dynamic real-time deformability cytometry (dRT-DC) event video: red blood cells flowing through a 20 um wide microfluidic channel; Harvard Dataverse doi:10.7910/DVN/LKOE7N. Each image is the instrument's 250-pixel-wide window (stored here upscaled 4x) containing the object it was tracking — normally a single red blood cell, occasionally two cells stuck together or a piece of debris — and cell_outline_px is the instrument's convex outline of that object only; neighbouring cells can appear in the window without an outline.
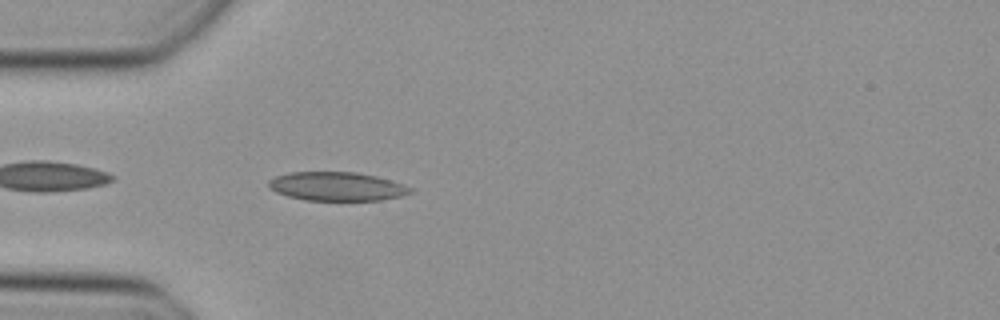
{"species": "Egyptian fruit bat (a non-hibernating species)", "species_latin": "Rousettus aegyptiacus", "temperature_condition": "cold", "stored_images_in_passage": 36, "camera_frame_rate_fps": 3000, "um_per_image_px": 0.085, "animal": {"sex": "female"}, "frame": {"image": 1, "passage_image": 2, "time_ms": 0.333, "image_size_px": [1000, 320], "cell_outline_px": [[412, 192], [400, 196], [380, 200], [304, 200], [288, 196], [276, 192], [268, 188], [268, 180], [276, 176], [292, 172], [356, 172], [376, 176], [404, 184], [412, 188]], "centroid_in_image_um": [28.61, 15.84], "position_along_channel_um": 56.4, "area_um2": 23.7}}
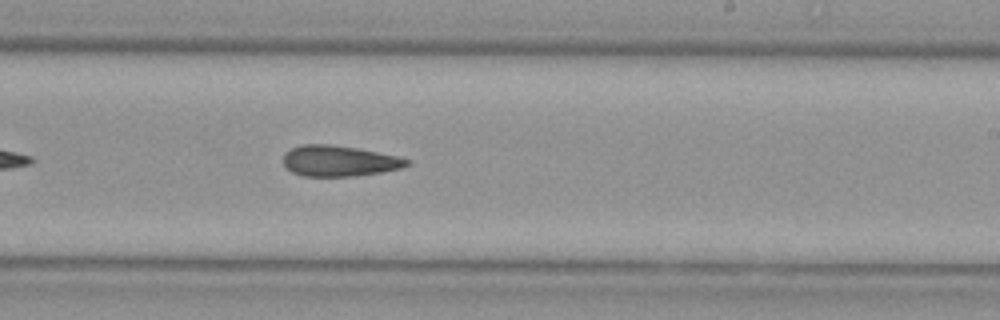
{"frame": {"image": 2, "passage_image": 17, "time_ms": 5.333, "image_size_px": [1000, 320], "cell_outline_px": [[412, 164], [400, 168], [380, 172], [352, 176], [304, 176], [292, 172], [284, 164], [284, 152], [292, 148], [304, 144], [328, 144], [356, 148], [396, 156], [412, 160]], "centroid_in_image_um": [28.83, 13.68], "position_along_channel_um": 260.2, "area_um2": 21.96}}
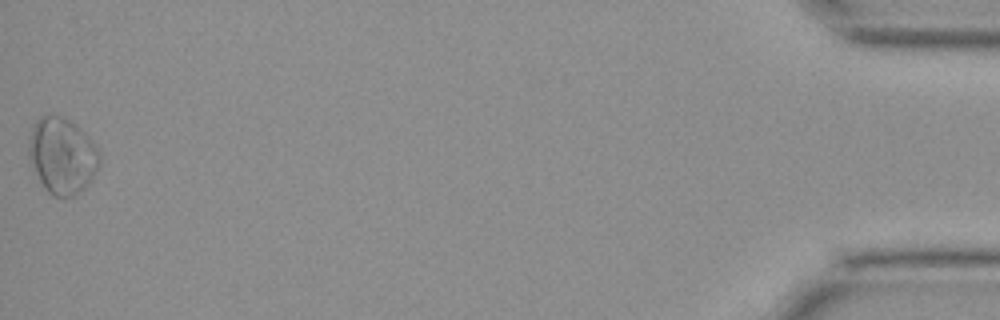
{"frame": {"image": 3, "passage_image": 36, "time_ms": 11.667, "image_size_px": [1000, 320], "cell_outline_px": [[100, 160], [92, 180], [84, 188], [72, 196], [52, 196], [44, 188], [28, 160], [28, 144], [32, 124], [40, 116], [52, 112], [64, 116], [72, 120], [84, 132], [100, 152]], "centroid_in_image_um": [5.25, 13.18], "position_along_channel_um": 430.0, "area_um2": 31.91}}